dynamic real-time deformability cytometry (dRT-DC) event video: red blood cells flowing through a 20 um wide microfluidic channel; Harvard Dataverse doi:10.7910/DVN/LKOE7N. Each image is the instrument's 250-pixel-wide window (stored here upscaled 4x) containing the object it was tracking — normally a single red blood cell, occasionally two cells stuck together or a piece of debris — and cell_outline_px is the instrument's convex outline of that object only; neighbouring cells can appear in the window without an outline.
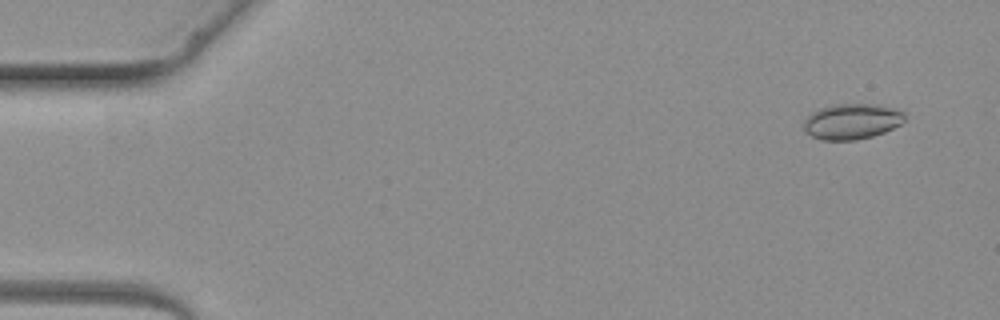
{"species": "common noctule bat (a hibernating species)", "species_latin": "Nyctalus noctula", "temperature_condition": "warm", "stored_images_in_passage": 5, "camera_frame_rate_fps": 3000, "um_per_image_px": 0.085, "animal": {"sex": "female", "body_mass_g": 19.3, "forearm_length_mm": 54.1}, "frame": {"image": 1, "passage_image": 1, "time_ms": 0.0, "image_size_px": [1000, 320], "cell_outline_px": [[904, 120], [900, 124], [884, 132], [872, 136], [856, 140], [824, 140], [812, 136], [804, 132], [804, 120], [812, 112], [820, 108], [832, 104], [880, 104], [904, 112]], "centroid_in_image_um": [72.39, 10.31], "position_along_channel_um": 12.6, "area_um2": 20.92}}
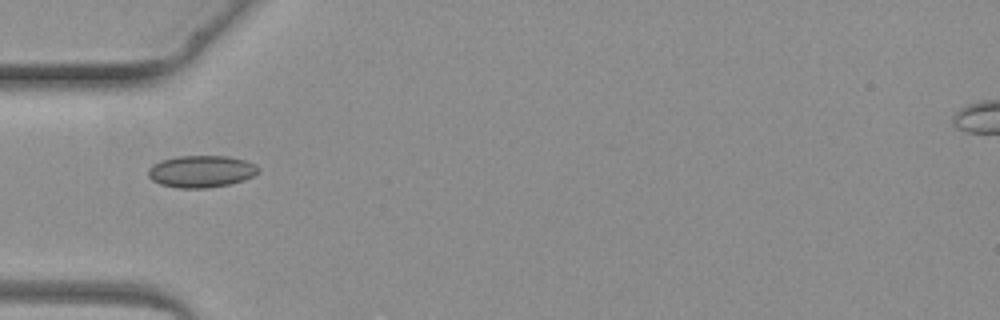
{"frame": {"image": 2, "passage_image": 4, "time_ms": 3.667, "image_size_px": [1000, 320], "cell_outline_px": [[260, 168], [252, 176], [244, 180], [228, 184], [204, 188], [180, 188], [160, 184], [152, 180], [148, 176], [148, 168], [152, 164], [160, 160], [176, 156], [228, 156], [244, 160], [256, 164]], "centroid_in_image_um": [17.07, 14.56], "position_along_channel_um": 67.9, "area_um2": 20.52}}
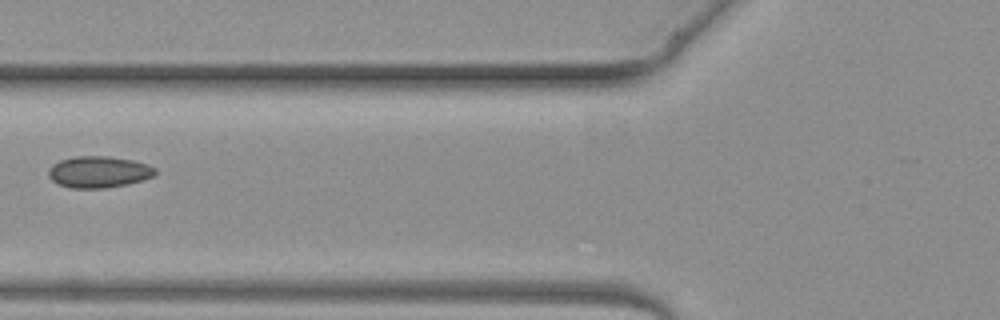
{"frame": {"image": 3, "passage_image": 5, "time_ms": 4.667, "image_size_px": [1000, 320], "cell_outline_px": [[156, 172], [152, 176], [144, 180], [128, 184], [104, 188], [68, 188], [56, 184], [48, 176], [48, 168], [52, 164], [60, 160], [76, 156], [108, 156], [132, 160], [148, 164], [156, 168]], "centroid_in_image_um": [8.36, 14.62], "position_along_channel_um": 117.4, "area_um2": 19.83}}